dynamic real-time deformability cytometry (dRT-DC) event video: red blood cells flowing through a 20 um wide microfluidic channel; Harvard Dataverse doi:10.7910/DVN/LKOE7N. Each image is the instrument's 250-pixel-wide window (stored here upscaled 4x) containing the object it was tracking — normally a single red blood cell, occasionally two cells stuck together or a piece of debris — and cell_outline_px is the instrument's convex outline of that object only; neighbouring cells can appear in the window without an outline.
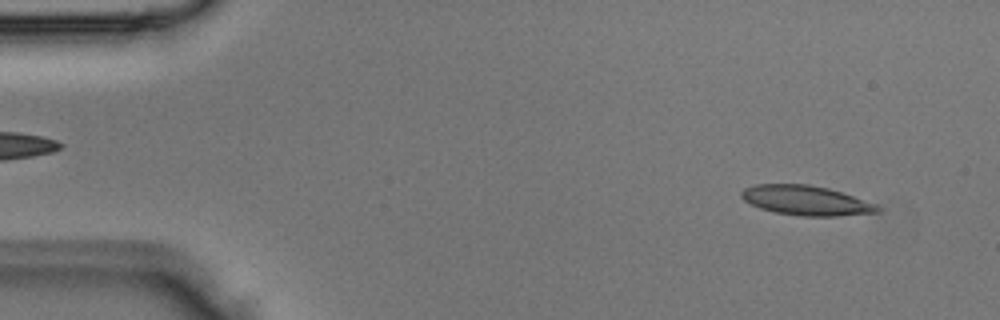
{"species": "Egyptian fruit bat (a non-hibernating species)", "species_latin": "Rousettus aegyptiacus", "temperature_condition": "room temperature", "stored_images_in_passage": 3, "camera_frame_rate_fps": 3000, "um_per_image_px": 0.085, "animal": {"sex": "male"}, "frame": {"image": 1, "passage_image": 1, "time_ms": 0.0, "image_size_px": [1000, 320], "cell_outline_px": [[880, 212], [840, 216], [804, 216], [776, 212], [760, 208], [744, 200], [740, 196], [740, 192], [744, 188], [756, 184], [808, 184], [828, 188], [876, 204], [880, 208]], "centroid_in_image_um": [68.5, 17.03], "position_along_channel_um": 16.5, "area_um2": 23.35}}